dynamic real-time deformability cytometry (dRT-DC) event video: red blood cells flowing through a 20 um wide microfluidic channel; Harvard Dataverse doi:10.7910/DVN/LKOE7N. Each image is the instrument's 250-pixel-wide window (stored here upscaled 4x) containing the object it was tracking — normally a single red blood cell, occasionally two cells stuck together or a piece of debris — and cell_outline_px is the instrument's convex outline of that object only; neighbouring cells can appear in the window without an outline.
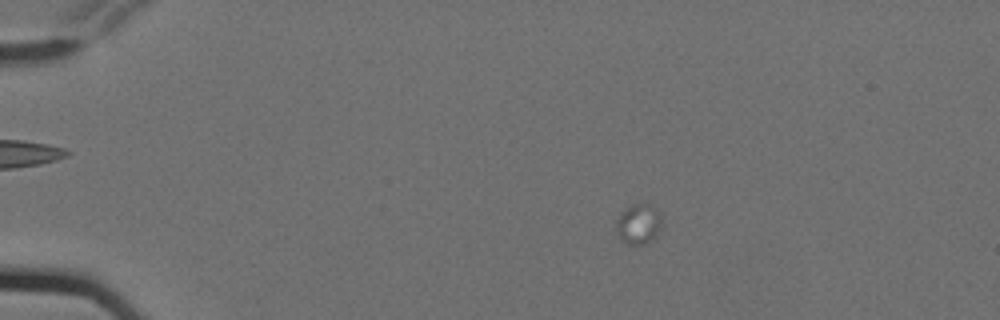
{"species": "Egyptian fruit bat (a non-hibernating species)", "species_latin": "Rousettus aegyptiacus", "temperature_condition": "cold", "stored_images_in_passage": 5, "camera_frame_rate_fps": 3000, "um_per_image_px": 0.085, "animal": {"sex": "female"}, "frame": {"image": 1, "passage_image": 3, "time_ms": 0.667, "image_size_px": [1000, 320], "cell_outline_px": [[664, 224], [656, 236], [644, 244], [628, 244], [620, 240], [616, 232], [616, 220], [628, 208], [636, 204], [648, 204], [656, 208]], "centroid_in_image_um": [54.3, 19.07], "position_along_channel_um": 30.7, "area_um2": 10.58}}